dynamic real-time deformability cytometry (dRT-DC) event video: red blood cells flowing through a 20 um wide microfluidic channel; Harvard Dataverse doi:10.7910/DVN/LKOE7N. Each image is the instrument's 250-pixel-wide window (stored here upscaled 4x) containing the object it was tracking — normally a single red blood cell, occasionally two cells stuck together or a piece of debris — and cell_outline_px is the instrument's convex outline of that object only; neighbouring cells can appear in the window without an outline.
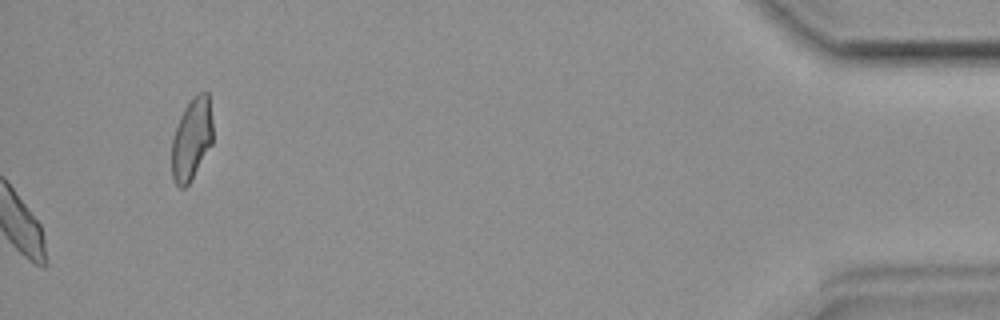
{"species": "common noctule bat (a hibernating species)", "species_latin": "Nyctalus noctula", "temperature_condition": "room temperature", "stored_images_in_passage": 46, "camera_frame_rate_fps": 3000, "um_per_image_px": 0.085, "animal": {"sex": "female", "body_mass_g": 19.9}, "frame": {"image": 1, "passage_image": 46, "time_ms": 15.0, "image_size_px": [1000, 320], "cell_outline_px": [[212, 144], [188, 184], [184, 188], [180, 188], [176, 184], [172, 176], [172, 140], [180, 116], [184, 108], [192, 96], [196, 92], [204, 88], [208, 92], [212, 120]], "centroid_in_image_um": [16.3, 11.74], "position_along_channel_um": 418.9, "area_um2": 19.71}}